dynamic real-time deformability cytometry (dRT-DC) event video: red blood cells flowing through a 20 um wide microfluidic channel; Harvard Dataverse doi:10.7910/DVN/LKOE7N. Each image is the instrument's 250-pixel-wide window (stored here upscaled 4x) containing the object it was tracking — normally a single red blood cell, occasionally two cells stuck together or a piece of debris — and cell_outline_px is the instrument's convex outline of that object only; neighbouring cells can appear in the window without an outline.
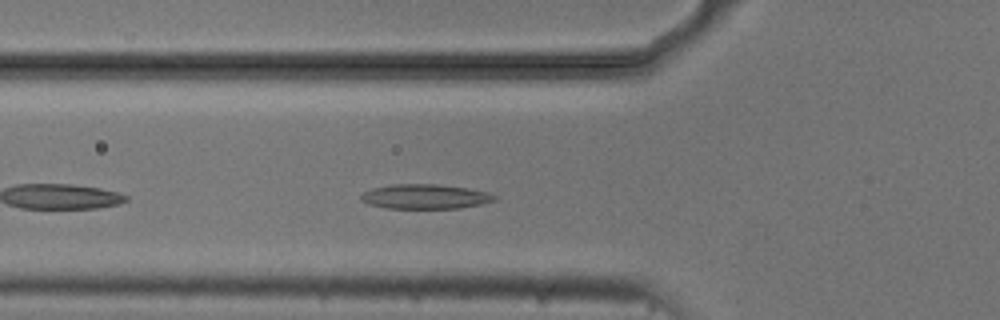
{"species": "common noctule bat (a hibernating species)", "species_latin": "Nyctalus noctula", "temperature_condition": "cold", "stored_images_in_passage": 41, "camera_frame_rate_fps": 3000, "um_per_image_px": 0.085, "animal": {"sex": "male", "body_mass_g": 20.5, "forearm_length_mm": 52.5}, "frame": {"image": 1, "passage_image": 6, "time_ms": 1.667, "image_size_px": [1000, 320], "cell_outline_px": [[496, 200], [480, 204], [460, 208], [388, 208], [368, 204], [360, 200], [360, 196], [364, 192], [372, 188], [392, 184], [436, 184], [468, 188], [488, 192], [496, 196]], "centroid_in_image_um": [36.12, 16.7], "position_along_channel_um": 89.7, "area_um2": 19.13}}
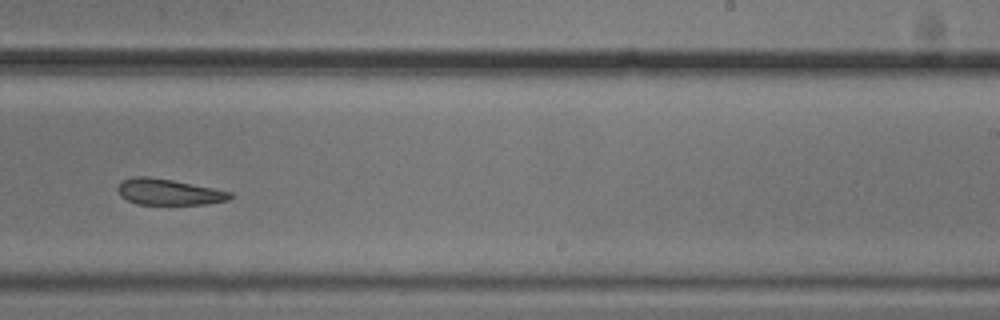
{"frame": {"image": 2, "passage_image": 21, "time_ms": 6.667, "image_size_px": [1000, 320], "cell_outline_px": [[232, 196], [228, 200], [204, 204], [136, 204], [120, 196], [116, 188], [120, 180], [132, 176], [148, 176], [172, 180], [232, 192]], "centroid_in_image_um": [14.26, 16.3], "position_along_channel_um": 274.7, "area_um2": 17.05}}
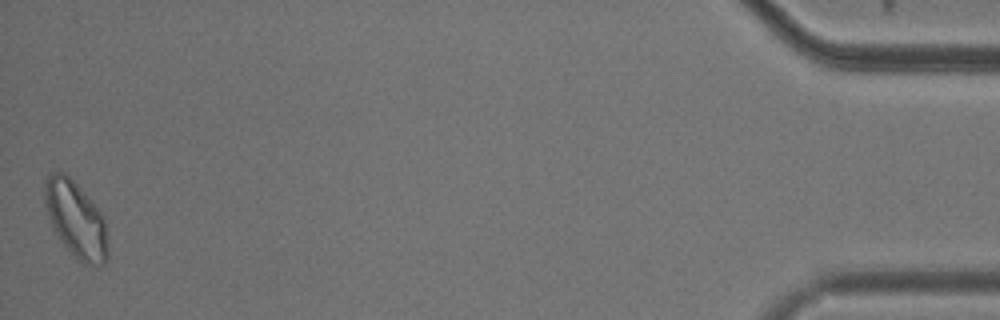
{"frame": {"image": 3, "passage_image": 41, "time_ms": 13.333, "image_size_px": [1000, 320], "cell_outline_px": [[108, 256], [104, 264], [96, 268], [84, 264], [76, 260], [52, 228], [44, 204], [44, 180], [48, 172], [64, 172], [88, 196], [104, 216], [108, 244]], "centroid_in_image_um": [6.45, 18.68], "position_along_channel_um": 428.8, "area_um2": 28.55}, "authors_computed_cell_mechanics": {"area_um2": 18.785, "velocity_mm_per_s": 3.6956, "shape_relaxation_time_tau1_ms": 5.9927, "shape_relaxation_time_tau2_ms": null, "deformation_change_tau1": 0.1226, "deformation_change_tau2": null}}